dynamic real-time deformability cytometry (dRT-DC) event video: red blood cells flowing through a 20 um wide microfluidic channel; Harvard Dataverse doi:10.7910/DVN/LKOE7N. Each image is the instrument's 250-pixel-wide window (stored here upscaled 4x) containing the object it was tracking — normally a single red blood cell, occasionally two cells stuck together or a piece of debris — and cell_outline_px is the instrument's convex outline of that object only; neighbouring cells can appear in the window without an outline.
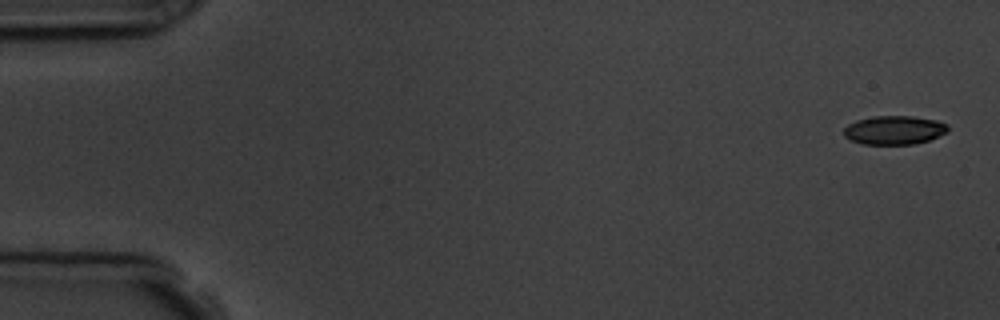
{"species": "common noctule bat (a hibernating species)", "species_latin": "Nyctalus noctula", "temperature_condition": "room temperature", "stored_images_in_passage": 4, "camera_frame_rate_fps": 3000, "um_per_image_px": 0.085, "animal": {"sex": "male", "body_mass_g": 19.5, "forearm_length_mm": 54.6}, "frame": {"image": 1, "passage_image": 1, "time_ms": 0.0, "image_size_px": [1000, 320], "cell_outline_px": [[948, 132], [928, 140], [916, 144], [860, 144], [844, 136], [844, 128], [848, 124], [856, 120], [872, 116], [912, 116], [936, 120], [948, 124]], "centroid_in_image_um": [76.01, 11.05], "position_along_channel_um": 9.0, "area_um2": 17.51}}